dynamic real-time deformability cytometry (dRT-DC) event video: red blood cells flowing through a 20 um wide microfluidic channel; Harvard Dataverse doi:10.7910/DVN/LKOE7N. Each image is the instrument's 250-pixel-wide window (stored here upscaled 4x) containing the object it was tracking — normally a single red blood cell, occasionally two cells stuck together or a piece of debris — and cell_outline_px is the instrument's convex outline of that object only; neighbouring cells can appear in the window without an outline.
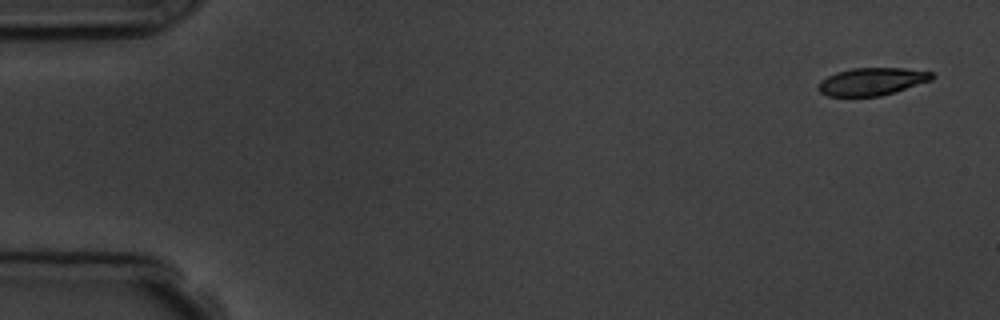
{"species": "common noctule bat (a hibernating species)", "species_latin": "Nyctalus noctula", "temperature_condition": "room temperature", "stored_images_in_passage": 4, "camera_frame_rate_fps": 3000, "um_per_image_px": 0.085, "animal": {"sex": "male", "body_mass_g": 19.5, "forearm_length_mm": 54.6}, "frame": {"image": 1, "passage_image": 1, "time_ms": 0.0, "image_size_px": [1000, 320], "cell_outline_px": [[936, 76], [932, 80], [880, 96], [828, 96], [820, 92], [816, 88], [816, 84], [820, 80], [836, 72], [852, 68], [904, 68], [932, 72]], "centroid_in_image_um": [74.08, 6.92], "position_along_channel_um": 10.9, "area_um2": 18.32}}